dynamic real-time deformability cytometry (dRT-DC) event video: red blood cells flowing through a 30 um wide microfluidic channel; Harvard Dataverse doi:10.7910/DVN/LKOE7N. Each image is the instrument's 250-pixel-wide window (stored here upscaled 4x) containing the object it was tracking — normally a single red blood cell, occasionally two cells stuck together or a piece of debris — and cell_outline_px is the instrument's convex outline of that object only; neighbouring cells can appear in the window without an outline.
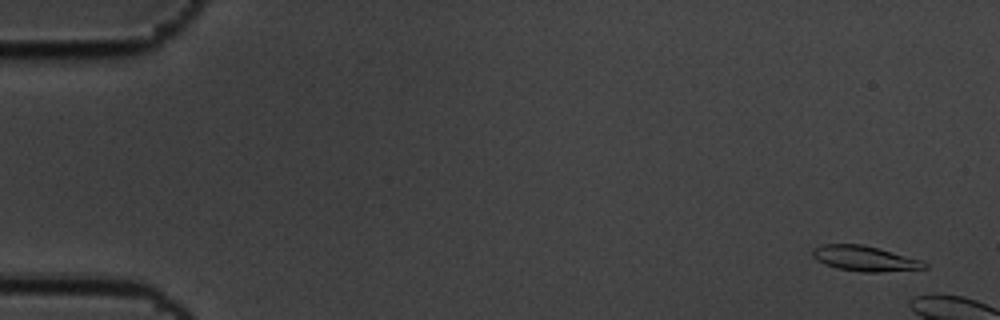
{"species": "common noctule bat (a hibernating species)", "species_latin": "Nyctalus noctula", "temperature_condition": "cold", "stored_images_in_passage": 8, "camera_frame_rate_fps": 3000, "um_per_image_px": 0.085, "animal": {"sex": "male", "body_mass_g": 19.5, "forearm_length_mm": 54.6}, "frame": {"image": 1, "passage_image": 3, "time_ms": 0.667, "image_size_px": [1000, 320], "cell_outline_px": [[928, 268], [880, 272], [860, 272], [836, 268], [824, 264], [816, 260], [812, 256], [812, 248], [824, 244], [860, 244], [876, 248], [920, 260], [928, 264]], "centroid_in_image_um": [73.44, 21.98], "position_along_channel_um": 11.6, "area_um2": 16.3}}